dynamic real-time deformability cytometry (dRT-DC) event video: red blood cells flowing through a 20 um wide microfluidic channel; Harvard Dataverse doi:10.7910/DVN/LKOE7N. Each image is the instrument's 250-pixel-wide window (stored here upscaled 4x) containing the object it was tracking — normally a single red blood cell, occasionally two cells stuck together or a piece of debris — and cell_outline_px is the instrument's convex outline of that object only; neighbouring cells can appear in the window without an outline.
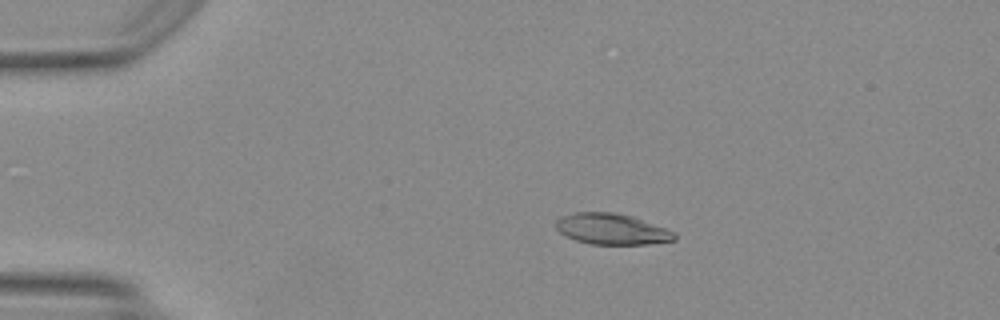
{"species": "Egyptian fruit bat (a non-hibernating species)", "species_latin": "Rousettus aegyptiacus", "temperature_condition": "warm", "stored_images_in_passage": 42, "camera_frame_rate_fps": 3000, "um_per_image_px": 0.085, "animal": {"sex": "female"}, "frame": {"image": 1, "passage_image": 2, "time_ms": 0.333, "image_size_px": [1000, 320], "cell_outline_px": [[676, 240], [648, 244], [592, 244], [576, 240], [560, 232], [556, 228], [556, 220], [560, 216], [576, 212], [616, 212], [632, 216], [664, 228], [672, 232], [676, 236]], "centroid_in_image_um": [51.97, 19.46], "position_along_channel_um": 33.0, "area_um2": 21.15}}
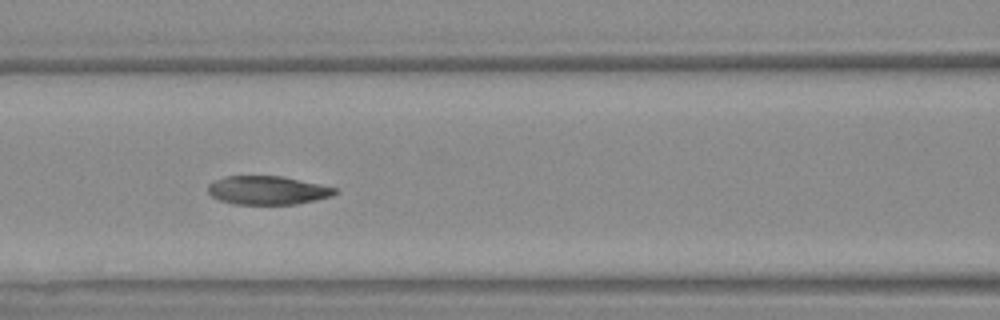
{"frame": {"image": 2, "passage_image": 14, "time_ms": 4.333, "image_size_px": [1000, 320], "cell_outline_px": [[336, 192], [332, 196], [296, 204], [232, 204], [220, 200], [212, 196], [208, 192], [208, 184], [224, 176], [280, 176], [336, 188]], "centroid_in_image_um": [22.69, 16.18], "position_along_channel_um": 143.9, "area_um2": 20.87}}
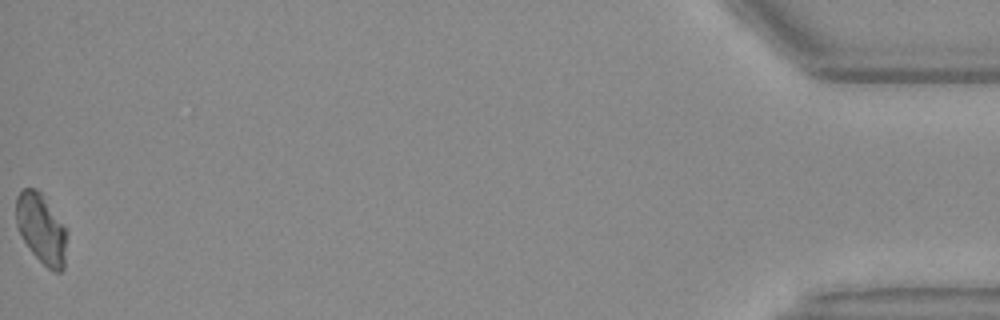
{"frame": {"image": 3, "passage_image": 42, "time_ms": 13.667, "image_size_px": [1000, 320], "cell_outline_px": [[64, 268], [60, 272], [52, 272], [32, 252], [24, 240], [16, 224], [16, 196], [24, 188], [36, 188], [40, 192], [64, 228]], "centroid_in_image_um": [3.45, 19.44], "position_along_channel_um": 431.7, "area_um2": 19.71}, "authors_computed_cell_mechanics": {"area_um2": 21.6172, "velocity_mm_per_s": 4.1433, "shape_relaxation_time_tau1_ms": 8.6804, "shape_relaxation_time_tau2_ms": 2.3282, "deformation_change_tau1": 0.24, "deformation_change_tau2": 0.0551}}